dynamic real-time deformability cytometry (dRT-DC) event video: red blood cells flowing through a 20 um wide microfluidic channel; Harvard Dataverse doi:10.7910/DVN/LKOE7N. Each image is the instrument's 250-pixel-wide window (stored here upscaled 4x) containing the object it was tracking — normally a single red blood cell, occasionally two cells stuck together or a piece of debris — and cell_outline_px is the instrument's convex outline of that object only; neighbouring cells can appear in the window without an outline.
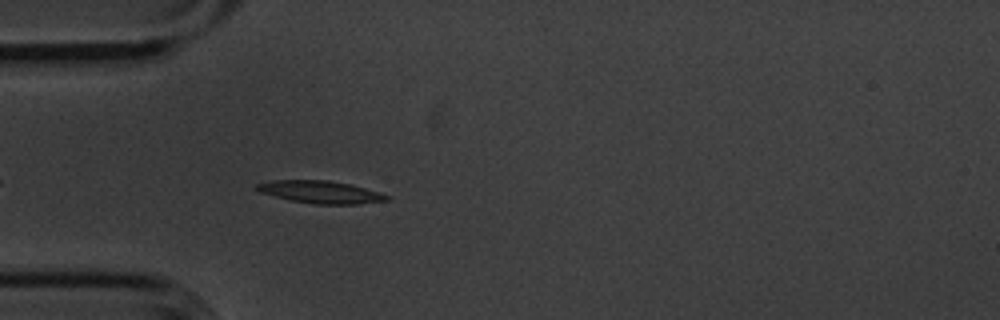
{"species": "common noctule bat (a hibernating species)", "species_latin": "Nyctalus noctula", "temperature_condition": "cold", "stored_images_in_passage": 41, "camera_frame_rate_fps": 3000, "um_per_image_px": 0.085, "animal": {"sex": "male", "body_mass_g": 20.1, "forearm_length_mm": 53.5}, "frame": {"image": 1, "passage_image": 2, "time_ms": 0.333, "image_size_px": [1000, 320], "cell_outline_px": [[392, 196], [388, 200], [356, 204], [316, 204], [292, 200], [260, 192], [256, 188], [256, 184], [276, 180], [328, 180], [348, 184], [380, 192]], "centroid_in_image_um": [27.29, 16.32], "position_along_channel_um": 57.7, "area_um2": 16.7}}
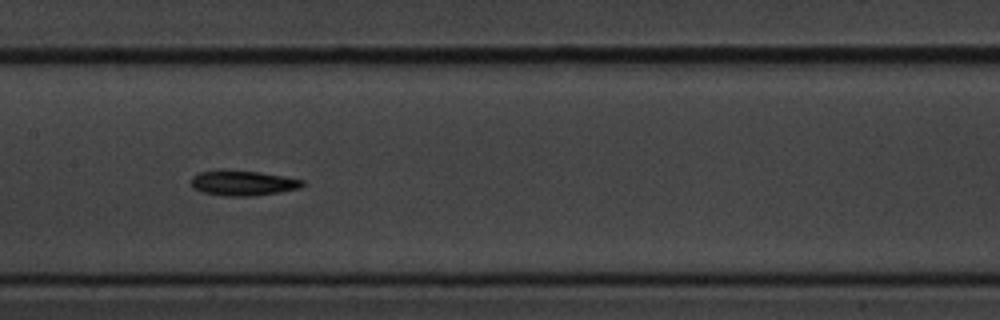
{"frame": {"image": 2, "passage_image": 13, "time_ms": 4.0, "image_size_px": [1000, 320], "cell_outline_px": [[304, 184], [300, 188], [280, 192], [252, 196], [224, 196], [200, 192], [192, 188], [192, 176], [200, 172], [220, 168], [224, 168], [260, 172], [284, 176], [304, 180]], "centroid_in_image_um": [20.6, 15.54], "position_along_channel_um": 186.8, "area_um2": 16.76}}
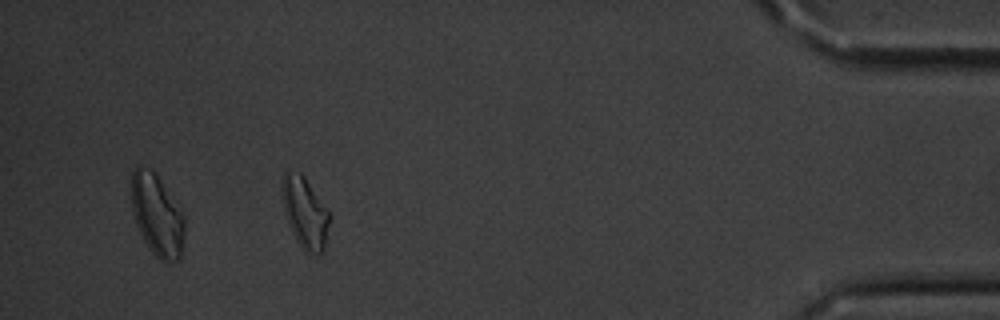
{"frame": {"image": 3, "passage_image": 36, "time_ms": 11.667, "image_size_px": [1000, 320], "cell_outline_px": [[328, 224], [324, 248], [320, 252], [304, 252], [296, 240], [288, 224], [284, 208], [280, 188], [284, 172], [300, 172], [304, 176], [328, 208]], "centroid_in_image_um": [25.89, 18.03], "position_along_channel_um": 409.3, "area_um2": 19.36}, "authors_computed_cell_mechanics": {"area_um2": 15.7216, "velocity_mm_per_s": 3.6151, "shape_relaxation_time_tau1_ms": 3.319, "shape_relaxation_time_tau2_ms": 9.4064, "deformation_change_tau1": 0.1327, "deformation_change_tau2": 0.1854}}